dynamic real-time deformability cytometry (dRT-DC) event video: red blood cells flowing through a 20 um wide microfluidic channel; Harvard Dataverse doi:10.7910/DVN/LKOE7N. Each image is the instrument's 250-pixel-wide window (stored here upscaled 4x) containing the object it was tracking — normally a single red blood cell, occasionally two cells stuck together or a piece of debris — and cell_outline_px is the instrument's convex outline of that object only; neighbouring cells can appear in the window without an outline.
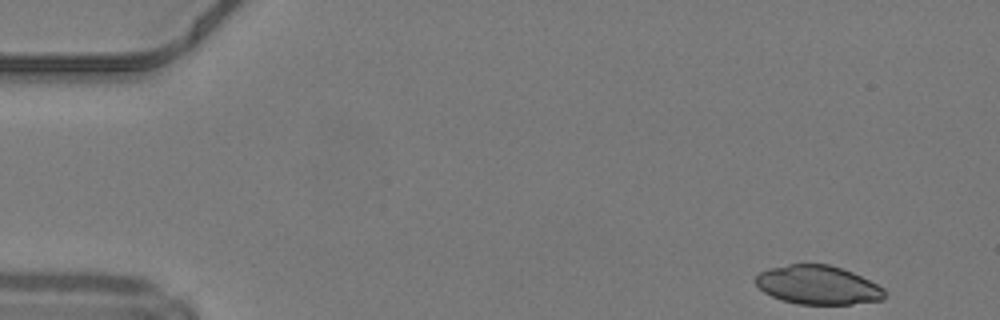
{"species": "common noctule bat (a hibernating species)", "species_latin": "Nyctalus noctula", "temperature_condition": "warm", "stored_images_in_passage": 46, "camera_frame_rate_fps": 3000, "um_per_image_px": 0.085, "animal": {"sex": "male", "body_mass_g": 19.2, "forearm_length_mm": 51.8}, "frame": {"image": 1, "passage_image": 1, "time_ms": 0.0, "image_size_px": [1000, 320], "cell_outline_px": [[884, 300], [852, 304], [800, 304], [780, 300], [764, 292], [756, 284], [756, 276], [760, 272], [768, 268], [788, 264], [828, 264], [852, 272], [884, 288]], "centroid_in_image_um": [69.5, 24.23], "position_along_channel_um": 15.5, "area_um2": 29.07}}